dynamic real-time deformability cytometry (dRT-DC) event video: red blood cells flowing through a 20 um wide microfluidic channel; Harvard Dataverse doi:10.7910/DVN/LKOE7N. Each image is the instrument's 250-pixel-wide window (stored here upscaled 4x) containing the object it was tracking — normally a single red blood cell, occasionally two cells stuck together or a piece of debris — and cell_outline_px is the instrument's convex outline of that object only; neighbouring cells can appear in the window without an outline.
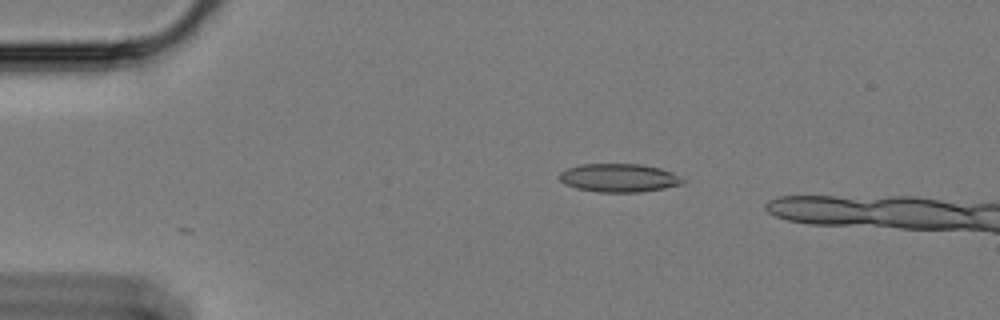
{"species": "Egyptian fruit bat (a non-hibernating species)", "species_latin": "Rousettus aegyptiacus", "temperature_condition": "cold", "stored_images_in_passage": 6, "camera_frame_rate_fps": 3000, "um_per_image_px": 0.085, "animal": {"sex": "female"}, "frame": {"image": 1, "passage_image": 1, "time_ms": 0.0, "image_size_px": [1000, 320], "cell_outline_px": [[688, 180], [684, 184], [664, 188], [640, 192], [596, 192], [576, 188], [564, 184], [556, 176], [560, 172], [568, 168], [580, 164], [644, 164], [660, 168], [672, 172]], "centroid_in_image_um": [52.63, 15.12], "position_along_channel_um": 32.4, "area_um2": 20.75}}